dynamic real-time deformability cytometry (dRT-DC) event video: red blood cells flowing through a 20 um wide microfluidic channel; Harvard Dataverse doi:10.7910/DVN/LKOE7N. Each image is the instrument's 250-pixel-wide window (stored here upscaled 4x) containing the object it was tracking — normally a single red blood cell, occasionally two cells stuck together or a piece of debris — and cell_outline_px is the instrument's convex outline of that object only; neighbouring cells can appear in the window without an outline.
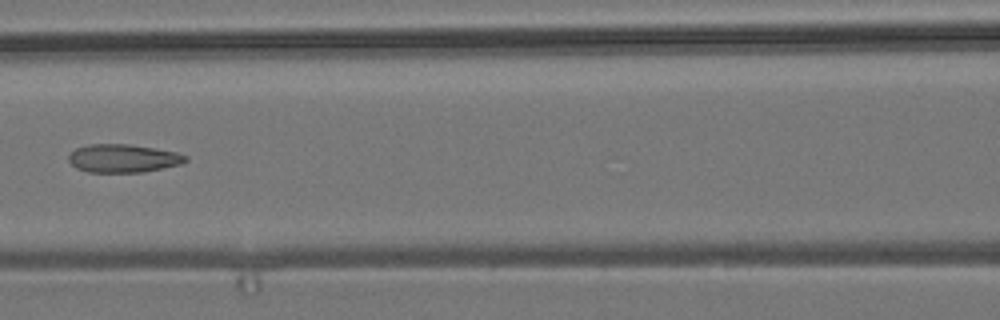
{"species": "common noctule bat (a hibernating species)", "species_latin": "Nyctalus noctula", "temperature_condition": "room temperature", "stored_images_in_passage": 7, "camera_frame_rate_fps": 3000, "um_per_image_px": 0.085, "animal": {"sex": "male", "body_mass_g": 19.2, "forearm_length_mm": 51.8}, "frame": {"image": 1, "passage_image": 7, "time_ms": 2.0, "image_size_px": [1000, 320], "cell_outline_px": [[188, 160], [180, 164], [144, 172], [88, 172], [76, 168], [68, 160], [68, 156], [76, 148], [88, 144], [128, 144], [176, 152], [188, 156]], "centroid_in_image_um": [10.45, 13.46], "position_along_channel_um": 156.1, "area_um2": 19.13}}